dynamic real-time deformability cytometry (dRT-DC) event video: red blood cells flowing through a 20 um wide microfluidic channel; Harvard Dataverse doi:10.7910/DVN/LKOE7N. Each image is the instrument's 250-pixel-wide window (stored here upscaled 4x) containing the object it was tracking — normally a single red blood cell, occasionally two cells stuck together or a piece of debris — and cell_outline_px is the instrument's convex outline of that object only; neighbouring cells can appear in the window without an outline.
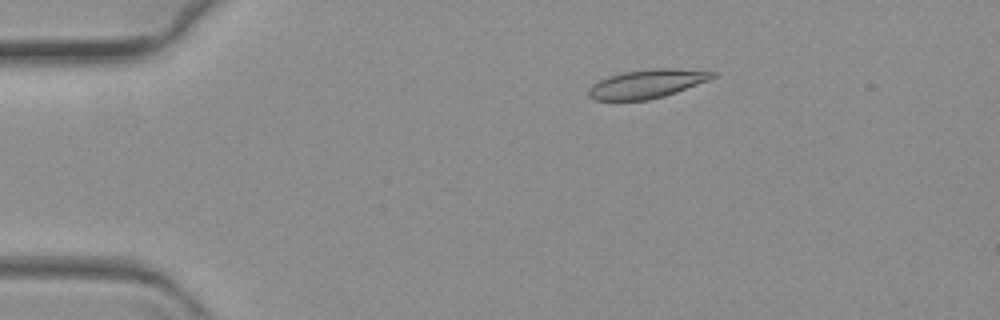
{"species": "common noctule bat (a hibernating species)", "species_latin": "Nyctalus noctula", "temperature_condition": "warm", "stored_images_in_passage": 64, "camera_frame_rate_fps": 3000, "um_per_image_px": 0.085, "animal": {"sex": "female", "body_mass_g": 19.3, "forearm_length_mm": 54.1}, "frame": {"image": 1, "passage_image": 12, "time_ms": 3.667, "image_size_px": [1000, 320], "cell_outline_px": [[720, 72], [716, 76], [708, 80], [676, 92], [664, 96], [648, 100], [596, 100], [588, 96], [588, 88], [592, 84], [608, 76], [624, 72], [648, 68], [676, 68]], "centroid_in_image_um": [55.0, 7.11], "position_along_channel_um": 30.0, "area_um2": 20.81}}
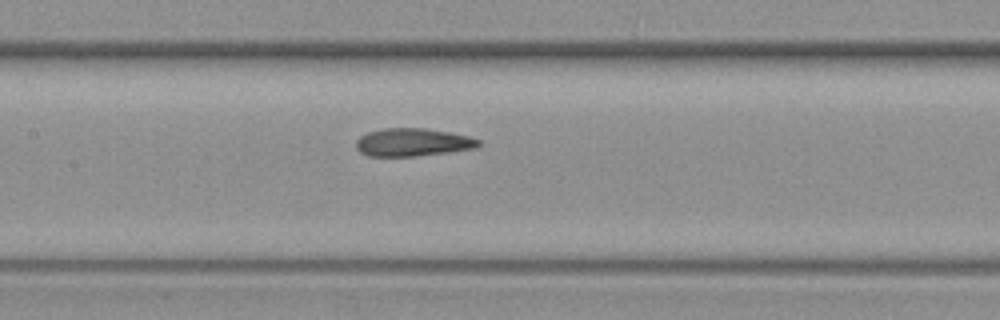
{"frame": {"image": 2, "passage_image": 31, "time_ms": 10.0, "image_size_px": [1000, 320], "cell_outline_px": [[480, 144], [476, 148], [448, 152], [416, 156], [368, 156], [360, 152], [356, 148], [356, 140], [360, 136], [368, 132], [384, 128], [424, 128], [448, 132], [468, 136], [480, 140]], "centroid_in_image_um": [35.06, 12.1], "position_along_channel_um": 172.3, "area_um2": 19.88}}
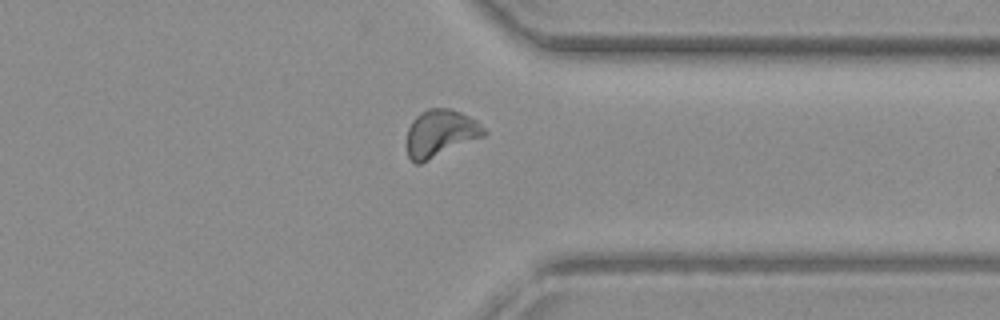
{"frame": {"image": 3, "passage_image": 50, "time_ms": 16.333, "image_size_px": [1000, 320], "cell_outline_px": [[488, 132], [484, 136], [420, 164], [416, 164], [408, 156], [404, 144], [408, 128], [412, 120], [420, 112], [428, 108], [452, 108], [476, 120]], "centroid_in_image_um": [37.39, 11.33], "position_along_channel_um": 374.0, "area_um2": 21.56}}